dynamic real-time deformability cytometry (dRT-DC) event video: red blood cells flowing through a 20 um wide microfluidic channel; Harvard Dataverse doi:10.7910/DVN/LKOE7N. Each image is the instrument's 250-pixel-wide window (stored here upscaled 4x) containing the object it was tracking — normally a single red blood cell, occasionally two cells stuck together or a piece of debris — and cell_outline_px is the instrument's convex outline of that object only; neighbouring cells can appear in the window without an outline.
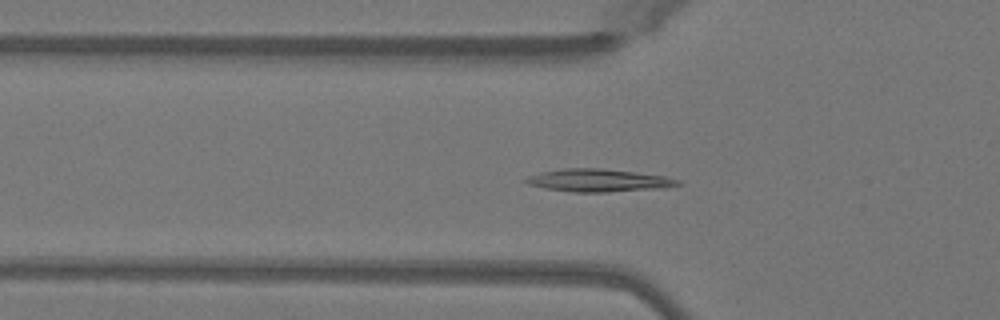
{"species": "Egyptian fruit bat (a non-hibernating species)", "species_latin": "Rousettus aegyptiacus", "temperature_condition": "warm", "stored_images_in_passage": 51, "segment_of_instrument_passage": [1, 2], "camera_frame_rate_fps": 3000, "um_per_image_px": 0.085, "animal": {"sex": "female"}, "frame": {"image": 1, "passage_image": 17, "time_ms": 5.333, "image_size_px": [1000, 320], "cell_outline_px": [[680, 184], [660, 188], [608, 192], [576, 192], [544, 188], [528, 184], [524, 180], [528, 176], [540, 172], [564, 168], [600, 168], [664, 176], [680, 180]], "centroid_in_image_um": [50.82, 15.33], "position_along_channel_um": 75.0, "area_um2": 19.83}}
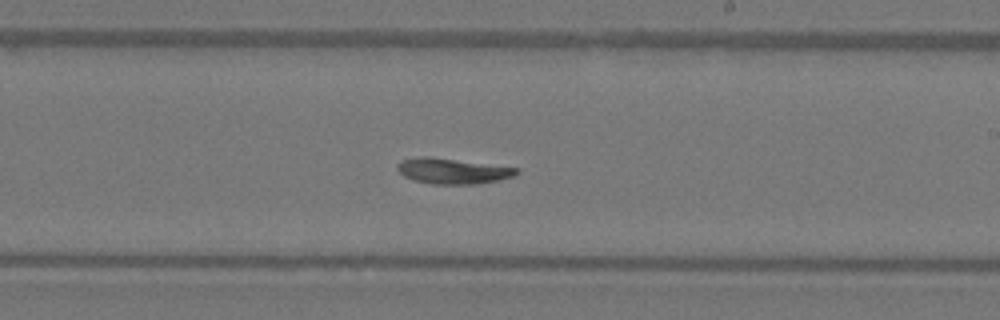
{"frame": {"image": 2, "passage_image": 30, "time_ms": 9.667, "image_size_px": [1000, 320], "cell_outline_px": [[520, 172], [516, 176], [476, 184], [432, 184], [412, 180], [404, 176], [396, 168], [396, 164], [400, 160], [416, 156], [428, 156], [520, 168]], "centroid_in_image_um": [38.45, 14.53], "position_along_channel_um": 250.6, "area_um2": 17.92}}
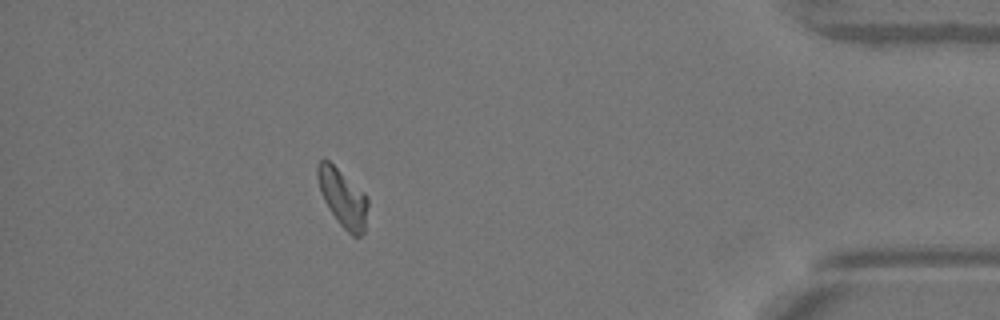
{"frame": {"image": 3, "passage_image": 45, "time_ms": 14.667, "image_size_px": [1000, 320], "cell_outline_px": [[368, 204], [364, 232], [360, 236], [352, 236], [336, 220], [328, 208], [320, 192], [316, 176], [316, 164], [320, 160], [328, 160], [364, 192], [368, 196]], "centroid_in_image_um": [29.12, 16.82], "position_along_channel_um": 406.1, "area_um2": 16.99}}